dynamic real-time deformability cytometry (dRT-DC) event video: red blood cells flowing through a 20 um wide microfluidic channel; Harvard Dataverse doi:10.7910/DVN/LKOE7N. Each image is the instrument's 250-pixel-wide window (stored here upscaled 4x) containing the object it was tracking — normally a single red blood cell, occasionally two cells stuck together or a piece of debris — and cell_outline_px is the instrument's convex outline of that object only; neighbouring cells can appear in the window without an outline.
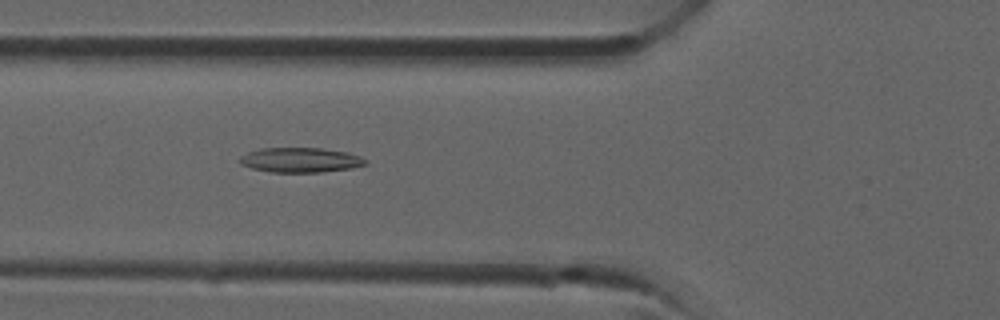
{"species": "common noctule bat (a hibernating species)", "species_latin": "Nyctalus noctula", "temperature_condition": "room temperature", "stored_images_in_passage": 34, "camera_frame_rate_fps": 3000, "um_per_image_px": 0.085, "animal": {"sex": "male", "forearm_length_mm": 52.5}, "frame": {"image": 1, "passage_image": 11, "time_ms": 3.333, "image_size_px": [1000, 320], "cell_outline_px": [[368, 164], [352, 168], [320, 172], [272, 172], [252, 168], [240, 164], [240, 156], [248, 152], [260, 148], [320, 148], [348, 152], [360, 156], [368, 160]], "centroid_in_image_um": [25.57, 13.6], "position_along_channel_um": 100.2, "area_um2": 18.21}}
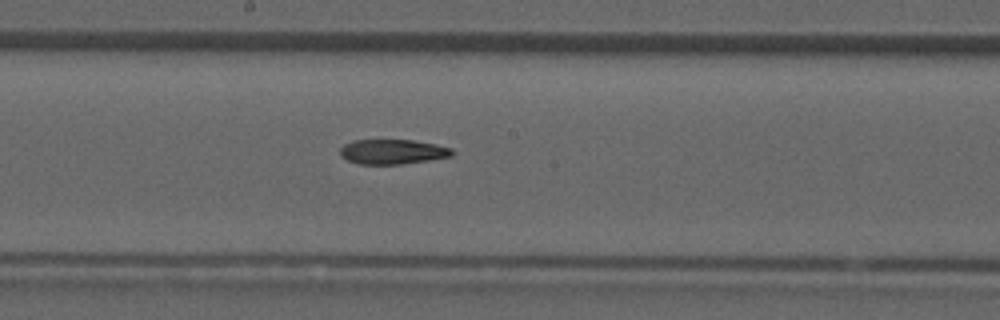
{"frame": {"image": 2, "passage_image": 17, "time_ms": 5.333, "image_size_px": [1000, 320], "cell_outline_px": [[456, 152], [452, 156], [428, 160], [400, 164], [360, 164], [348, 160], [340, 156], [340, 148], [344, 144], [352, 140], [412, 140], [436, 144], [452, 148]], "centroid_in_image_um": [33.38, 12.89], "position_along_channel_um": 214.8, "area_um2": 16.24}}
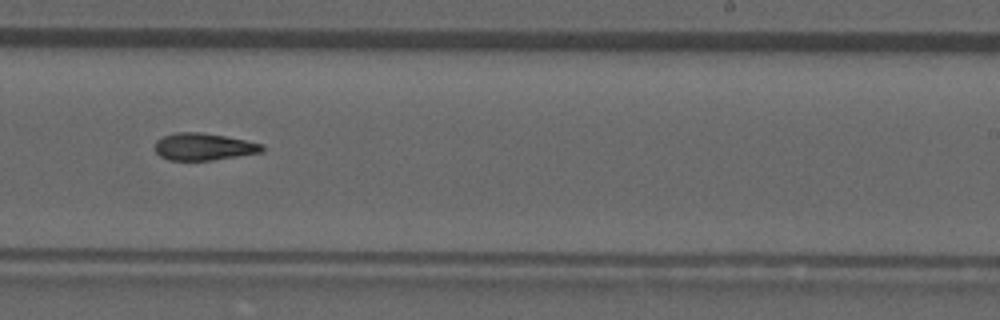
{"frame": {"image": 3, "passage_image": 20, "time_ms": 6.333, "image_size_px": [1000, 320], "cell_outline_px": [[264, 152], [212, 160], [168, 160], [160, 156], [156, 152], [156, 140], [164, 136], [176, 132], [200, 132], [224, 136], [264, 144]], "centroid_in_image_um": [17.33, 12.47], "position_along_channel_um": 271.7, "area_um2": 16.88}}